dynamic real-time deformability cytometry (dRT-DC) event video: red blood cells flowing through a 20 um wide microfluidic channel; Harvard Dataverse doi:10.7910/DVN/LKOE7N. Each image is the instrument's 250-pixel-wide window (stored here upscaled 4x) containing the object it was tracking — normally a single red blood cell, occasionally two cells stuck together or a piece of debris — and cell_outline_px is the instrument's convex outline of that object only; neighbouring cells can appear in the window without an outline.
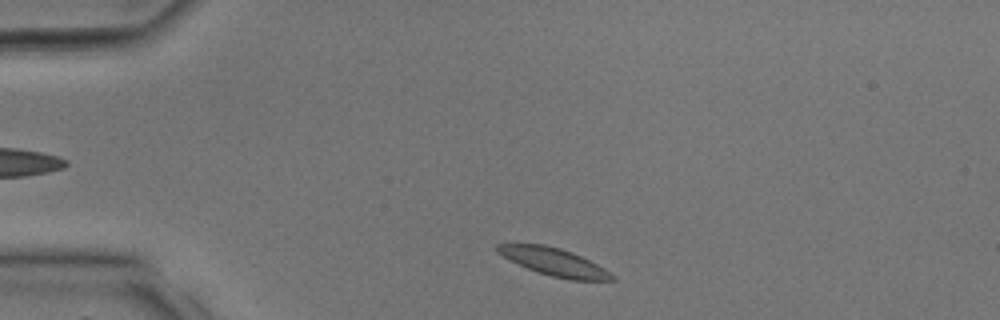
{"species": "common noctule bat (a hibernating species)", "species_latin": "Nyctalus noctula", "temperature_condition": "room temperature", "stored_images_in_passage": 27, "camera_frame_rate_fps": 3000, "um_per_image_px": 0.085, "animal": {"sex": "male", "body_mass_g": 17.9, "forearm_length_mm": 54.2}, "frame": {"image": 1, "passage_image": 1, "time_ms": 0.0, "image_size_px": [1000, 320], "cell_outline_px": [[616, 280], [568, 280], [536, 272], [496, 252], [496, 244], [544, 244], [560, 248], [572, 252], [604, 268], [616, 276]], "centroid_in_image_um": [47.12, 22.27], "position_along_channel_um": 37.9, "area_um2": 18.21}}
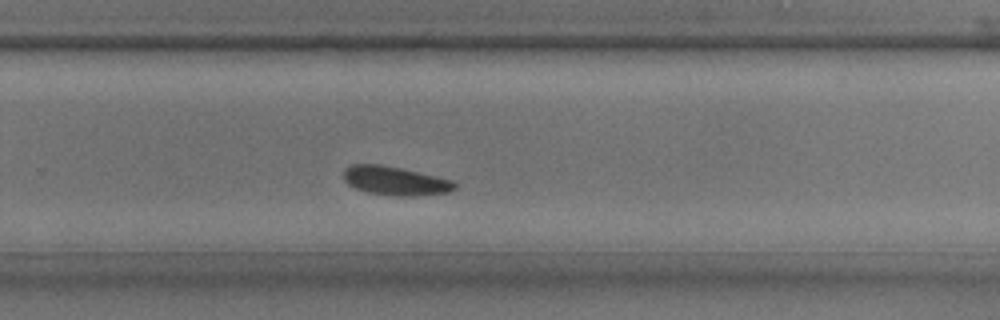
{"frame": {"image": 2, "passage_image": 16, "time_ms": 5.0, "image_size_px": [1000, 320], "cell_outline_px": [[456, 188], [448, 192], [412, 196], [392, 196], [368, 192], [356, 188], [348, 184], [344, 180], [344, 168], [352, 164], [380, 164], [404, 168], [452, 180], [456, 184]], "centroid_in_image_um": [33.58, 15.36], "position_along_channel_um": 296.2, "area_um2": 18.73}}
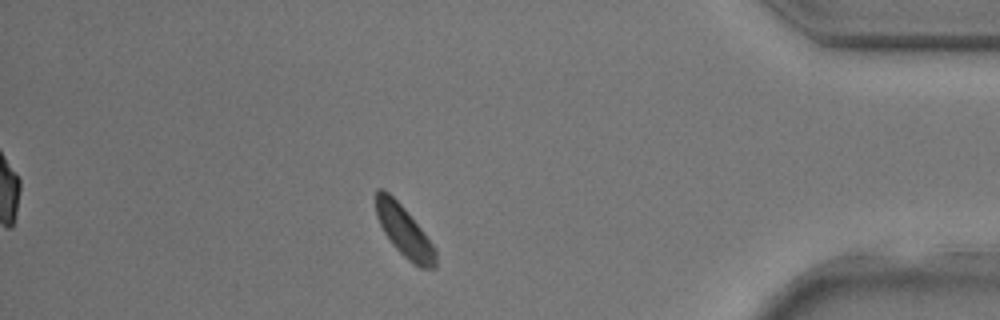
{"frame": {"image": 3, "passage_image": 23, "time_ms": 7.333, "image_size_px": [1000, 320], "cell_outline_px": [[436, 268], [420, 268], [412, 264], [392, 244], [384, 232], [376, 216], [376, 188], [384, 188], [404, 208], [436, 248]], "centroid_in_image_um": [34.36, 19.67], "position_along_channel_um": 400.8, "area_um2": 17.57}}